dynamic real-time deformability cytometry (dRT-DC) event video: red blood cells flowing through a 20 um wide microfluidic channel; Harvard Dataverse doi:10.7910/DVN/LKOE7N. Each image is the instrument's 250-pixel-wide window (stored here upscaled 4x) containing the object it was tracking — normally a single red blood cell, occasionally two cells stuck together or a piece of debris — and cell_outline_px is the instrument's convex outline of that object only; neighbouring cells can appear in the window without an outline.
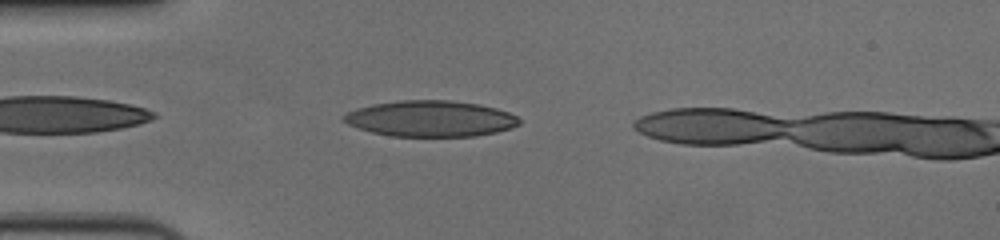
{"species": "human", "species_latin": "Homo sapiens", "temperature_condition": "cold", "stored_images_in_passage": 38, "camera_frame_rate_fps": 3000, "um_per_image_px": 0.085, "donor": {"sex": "female"}, "frame": {"image": 1, "passage_image": 3, "time_ms": 0.667, "image_size_px": [1000, 240], "cell_outline_px": [[520, 124], [512, 128], [496, 132], [472, 136], [392, 136], [372, 132], [348, 124], [340, 120], [340, 116], [356, 108], [372, 104], [400, 100], [452, 100], [480, 104], [496, 108], [508, 112], [516, 116], [520, 120]], "centroid_in_image_um": [36.58, 10.07], "position_along_channel_um": 48.4, "area_um2": 36.93}}
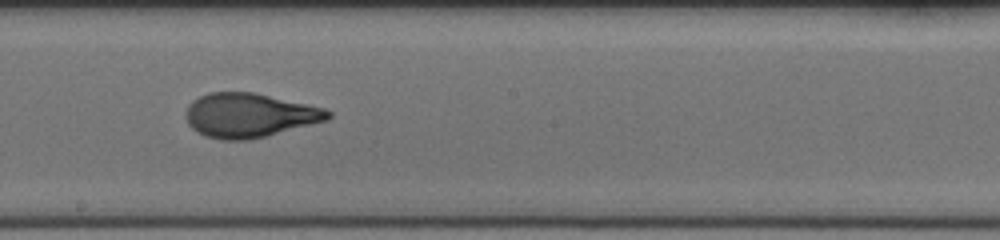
{"frame": {"image": 2, "passage_image": 19, "time_ms": 6.0, "image_size_px": [1000, 240], "cell_outline_px": [[332, 116], [328, 120], [248, 140], [220, 140], [204, 136], [196, 132], [188, 124], [188, 104], [192, 100], [208, 92], [252, 92], [308, 104], [324, 108], [332, 112]], "centroid_in_image_um": [21.2, 9.8], "position_along_channel_um": 227.0, "area_um2": 36.41}}
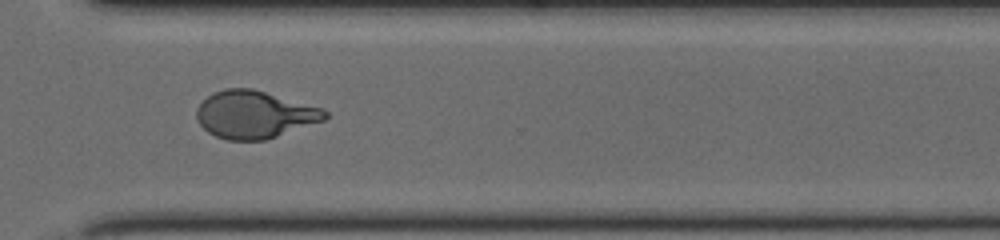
{"frame": {"image": 3, "passage_image": 29, "time_ms": 9.333, "image_size_px": [1000, 240], "cell_outline_px": [[328, 116], [324, 120], [264, 140], [228, 140], [216, 136], [208, 132], [196, 120], [196, 108], [212, 92], [224, 88], [252, 88], [324, 108], [328, 112]], "centroid_in_image_um": [21.62, 9.72], "position_along_channel_um": 349.0, "area_um2": 35.49}, "authors_computed_cell_mechanics": {"area_um2": 36.125, "velocity_mm_per_s": 3.6495, "shape_relaxation_time_tau1_ms": 6.0608, "shape_relaxation_time_tau2_ms": 0.8789, "deformation_change_tau1": 0.2402, "deformation_change_tau2": 0.0721}}